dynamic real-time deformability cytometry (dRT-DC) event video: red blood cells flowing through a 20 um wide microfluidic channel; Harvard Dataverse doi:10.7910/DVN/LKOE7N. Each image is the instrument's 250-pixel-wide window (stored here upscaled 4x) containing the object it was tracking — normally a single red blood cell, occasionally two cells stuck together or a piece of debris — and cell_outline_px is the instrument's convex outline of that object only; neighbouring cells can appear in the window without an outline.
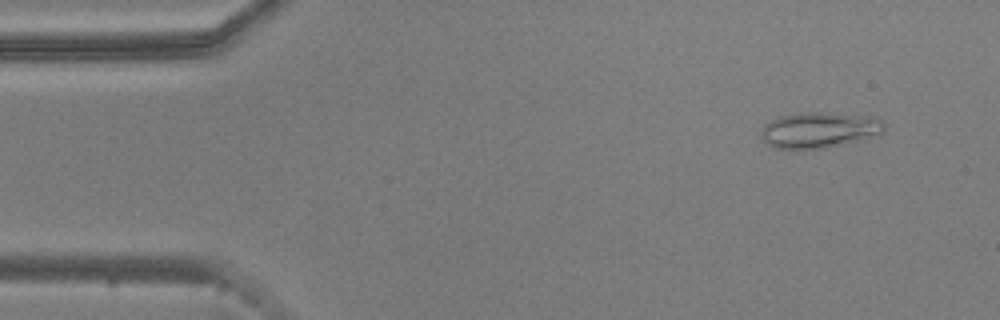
{"species": "common noctule bat (a hibernating species)", "species_latin": "Nyctalus noctula", "temperature_condition": "warm", "stored_images_in_passage": 52, "camera_frame_rate_fps": 3000, "um_per_image_px": 0.085, "animal": {"sex": "male", "body_mass_g": 20.5, "forearm_length_mm": 52.5}, "frame": {"image": 1, "passage_image": 3, "time_ms": 0.667, "image_size_px": [1000, 320], "cell_outline_px": [[884, 128], [880, 136], [824, 148], [776, 148], [768, 144], [760, 136], [760, 128], [764, 124], [780, 116], [796, 112], [820, 112], [868, 116], [880, 120], [884, 124]], "centroid_in_image_um": [69.62, 11.04], "position_along_channel_um": 15.4, "area_um2": 25.72}}
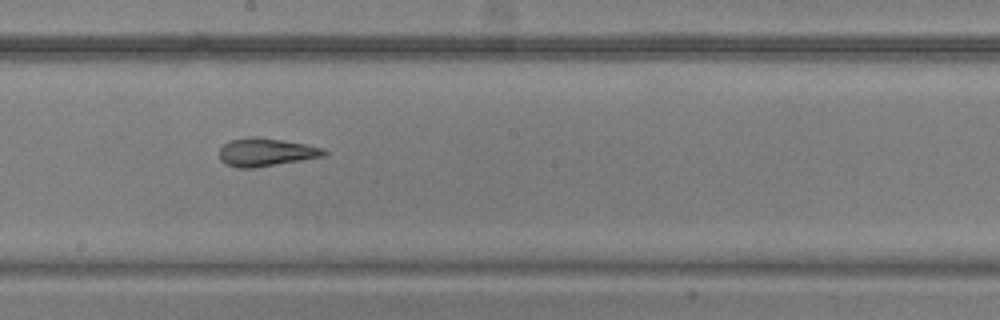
{"frame": {"image": 2, "passage_image": 27, "time_ms": 8.667, "image_size_px": [1000, 320], "cell_outline_px": [[328, 152], [324, 156], [252, 168], [236, 168], [224, 164], [220, 160], [220, 148], [224, 144], [232, 140], [252, 136], [256, 136], [304, 144], [324, 148]], "centroid_in_image_um": [22.57, 12.94], "position_along_channel_um": 225.6, "area_um2": 16.94}}
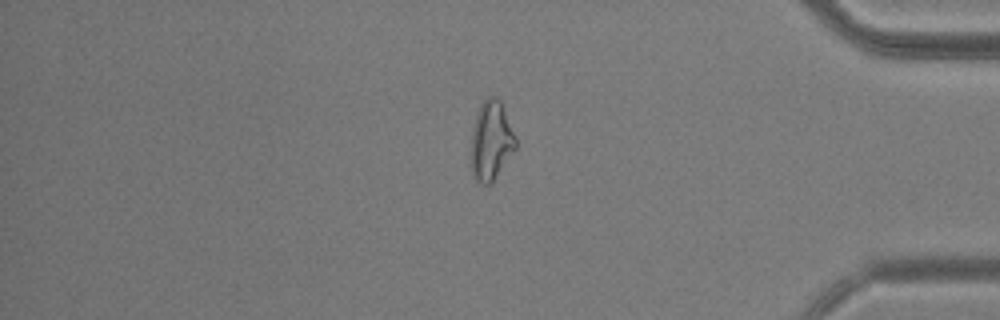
{"frame": {"image": 3, "passage_image": 43, "time_ms": 14.0, "image_size_px": [1000, 320], "cell_outline_px": [[516, 148], [492, 184], [480, 184], [472, 176], [468, 156], [472, 128], [476, 112], [480, 104], [488, 96], [496, 96], [500, 100], [516, 136]], "centroid_in_image_um": [41.69, 12.0], "position_along_channel_um": 393.5, "area_um2": 21.44}, "authors_computed_cell_mechanics": {"area_um2": 19.2763, "velocity_mm_per_s": 3.7431, "shape_relaxation_time_tau1_ms": null, "shape_relaxation_time_tau2_ms": 2.3127, "deformation_change_tau1": null, "deformation_change_tau2": 0.1108}}